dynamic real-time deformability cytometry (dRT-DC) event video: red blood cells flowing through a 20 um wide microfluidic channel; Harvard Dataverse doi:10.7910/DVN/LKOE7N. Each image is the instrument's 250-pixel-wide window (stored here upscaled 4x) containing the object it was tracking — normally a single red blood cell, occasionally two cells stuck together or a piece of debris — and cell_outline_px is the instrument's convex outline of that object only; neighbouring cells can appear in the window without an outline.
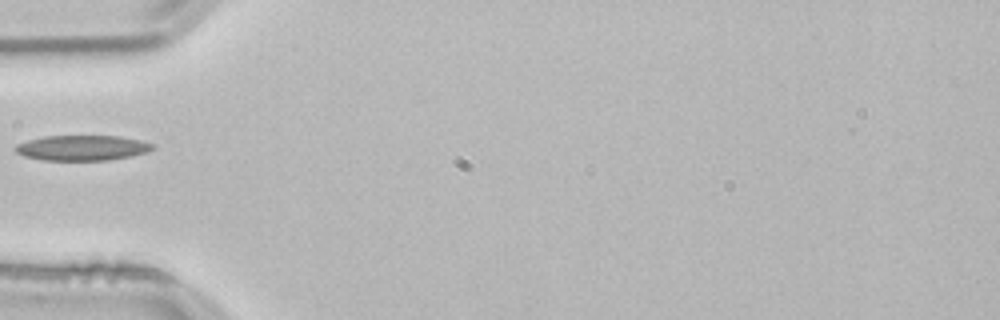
{"species": "common noctule bat (a hibernating species)", "species_latin": "Nyctalus noctula", "temperature_condition": "room temperature", "stored_images_in_passage": 7, "camera_frame_rate_fps": 3000, "um_per_image_px": 0.085, "animal": {"sex": "male", "body_mass_g": 21.5, "forearm_length_mm": 52.0}, "frame": {"image": 1, "passage_image": 1, "time_ms": 0.0, "image_size_px": [1000, 320], "cell_outline_px": [[152, 148], [148, 152], [132, 156], [108, 160], [44, 160], [24, 156], [16, 152], [12, 148], [16, 144], [28, 140], [44, 136], [120, 136], [140, 140], [152, 144]], "centroid_in_image_um": [6.95, 12.57], "position_along_channel_um": 78.1, "area_um2": 20.17}}